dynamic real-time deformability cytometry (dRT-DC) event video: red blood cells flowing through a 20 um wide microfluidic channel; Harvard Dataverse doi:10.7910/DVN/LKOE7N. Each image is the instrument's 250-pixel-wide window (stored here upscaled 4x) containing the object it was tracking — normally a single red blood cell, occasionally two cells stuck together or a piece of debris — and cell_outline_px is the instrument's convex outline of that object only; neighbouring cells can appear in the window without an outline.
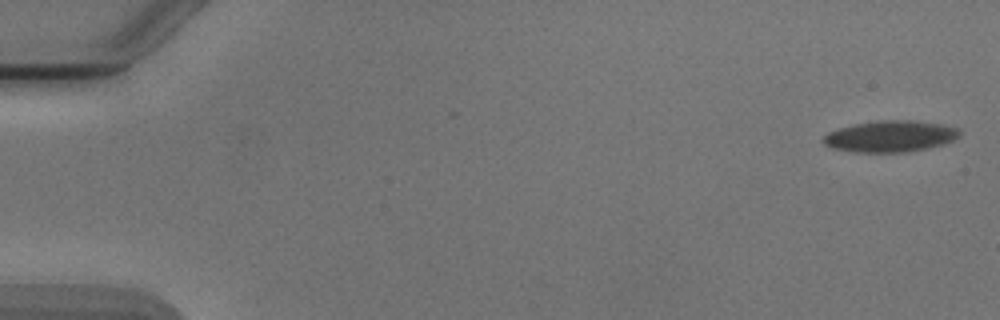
{"species": "Egyptian fruit bat (a non-hibernating species)", "species_latin": "Rousettus aegyptiacus", "temperature_condition": "cold", "stored_images_in_passage": 2, "camera_frame_rate_fps": 3000, "um_per_image_px": 0.085, "animal": {"sex": "male"}, "frame": {"image": 1, "passage_image": 1, "time_ms": 0.0, "image_size_px": [1000, 320], "cell_outline_px": [[960, 136], [944, 144], [928, 148], [908, 152], [852, 152], [832, 148], [824, 144], [824, 136], [828, 132], [840, 128], [856, 124], [880, 120], [912, 120], [944, 124], [960, 128]], "centroid_in_image_um": [75.72, 11.59], "position_along_channel_um": 9.3, "area_um2": 24.97}}